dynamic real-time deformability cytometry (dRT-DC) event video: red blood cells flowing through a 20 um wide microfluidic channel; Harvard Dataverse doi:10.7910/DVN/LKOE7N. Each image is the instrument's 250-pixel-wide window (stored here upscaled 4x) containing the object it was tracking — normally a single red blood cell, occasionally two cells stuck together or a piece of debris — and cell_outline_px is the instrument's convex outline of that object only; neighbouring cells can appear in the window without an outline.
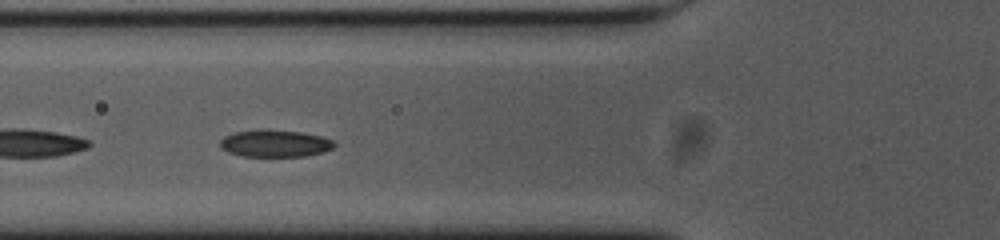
{"species": "common noctule bat (a hibernating species)", "species_latin": "Nyctalus noctula", "temperature_condition": "cold", "stored_images_in_passage": 29, "camera_frame_rate_fps": 3000, "um_per_image_px": 0.085, "animal": {"sex": "female", "body_mass_g": 23.0, "forearm_length_mm": 53.4}, "frame": {"image": 1, "passage_image": 5, "time_ms": 1.333, "image_size_px": [1000, 240], "cell_outline_px": [[336, 144], [332, 148], [324, 152], [308, 156], [244, 156], [228, 152], [220, 148], [220, 140], [224, 136], [232, 132], [300, 132], [320, 136], [336, 140]], "centroid_in_image_um": [23.42, 12.23], "position_along_channel_um": 102.4, "area_um2": 17.4}, "authors_computed_cell_mechanics": {"area_um2": 18.3804, "velocity_mm_per_s": 3.6568, "shape_relaxation_time_tau1_ms": 1.997, "shape_relaxation_time_tau2_ms": 1.5989, "deformation_change_tau1": 0.1122, "deformation_change_tau2": 0.0645}}